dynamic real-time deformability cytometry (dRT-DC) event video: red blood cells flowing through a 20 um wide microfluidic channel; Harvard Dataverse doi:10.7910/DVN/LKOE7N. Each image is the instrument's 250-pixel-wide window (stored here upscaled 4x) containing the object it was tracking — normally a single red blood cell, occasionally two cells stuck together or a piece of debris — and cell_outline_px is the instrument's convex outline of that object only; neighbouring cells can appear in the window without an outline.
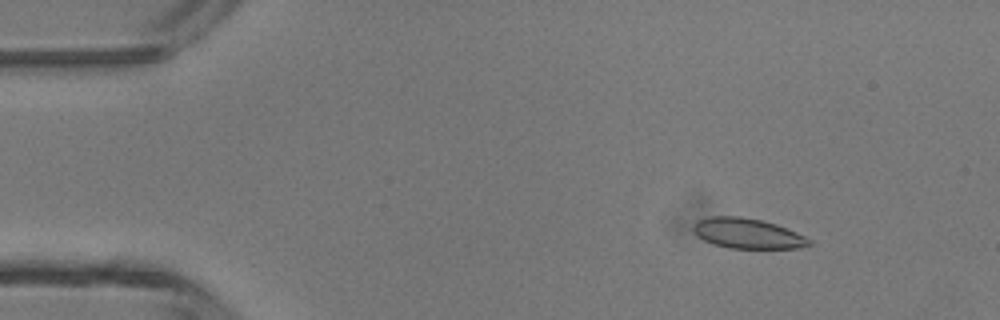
{"species": "common noctule bat (a hibernating species)", "species_latin": "Nyctalus noctula", "temperature_condition": "room temperature", "stored_images_in_passage": 47, "camera_frame_rate_fps": 3000, "um_per_image_px": 0.085, "animal": {"sex": "male", "body_mass_g": 13.3}, "frame": {"image": 1, "passage_image": 6, "time_ms": 1.667, "image_size_px": [1000, 320], "cell_outline_px": [[812, 244], [796, 248], [728, 248], [704, 240], [692, 232], [692, 224], [696, 220], [708, 216], [740, 216], [760, 220], [776, 224], [796, 232], [812, 240]], "centroid_in_image_um": [63.49, 19.83], "position_along_channel_um": 21.5, "area_um2": 20.4}}
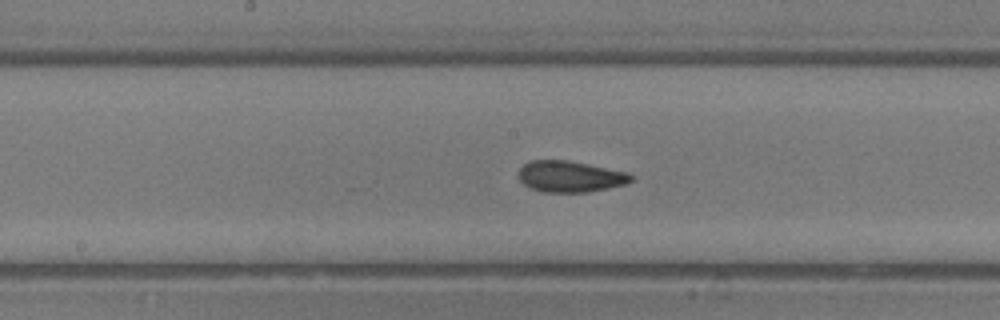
{"frame": {"image": 2, "passage_image": 24, "time_ms": 7.667, "image_size_px": [1000, 320], "cell_outline_px": [[632, 180], [624, 184], [608, 188], [588, 192], [544, 192], [528, 188], [516, 176], [520, 168], [524, 164], [532, 160], [568, 160], [628, 172], [632, 176]], "centroid_in_image_um": [48.41, 15.0], "position_along_channel_um": 199.8, "area_um2": 20.52}}
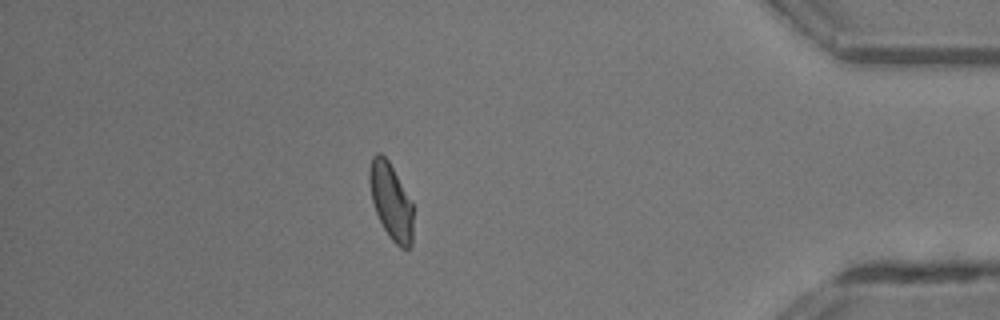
{"frame": {"image": 3, "passage_image": 41, "time_ms": 13.333, "image_size_px": [1000, 320], "cell_outline_px": [[412, 244], [408, 248], [400, 248], [388, 236], [376, 212], [372, 200], [368, 180], [368, 172], [372, 156], [376, 152], [380, 152], [388, 160], [412, 204]], "centroid_in_image_um": [33.2, 17.1], "position_along_channel_um": 402.0, "area_um2": 19.13}, "authors_computed_cell_mechanics": {"area_um2": 20.2878, "velocity_mm_per_s": 4.3601, "shape_relaxation_time_tau1_ms": 5.119, "shape_relaxation_time_tau2_ms": 1.4343, "deformation_change_tau1": 0.1347, "deformation_change_tau2": 0.0525}}